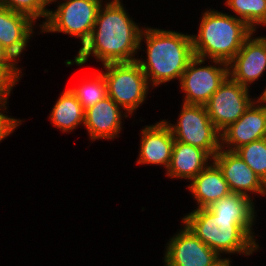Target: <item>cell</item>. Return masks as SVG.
<instances>
[{"label": "cell", "instance_id": "obj_1", "mask_svg": "<svg viewBox=\"0 0 266 266\" xmlns=\"http://www.w3.org/2000/svg\"><path fill=\"white\" fill-rule=\"evenodd\" d=\"M105 6V7H104ZM100 6L95 26L89 39L79 49L74 61L66 60L67 66L83 65L90 55L102 64L133 62L143 28H139L123 7L122 3H106Z\"/></svg>", "mask_w": 266, "mask_h": 266}, {"label": "cell", "instance_id": "obj_2", "mask_svg": "<svg viewBox=\"0 0 266 266\" xmlns=\"http://www.w3.org/2000/svg\"><path fill=\"white\" fill-rule=\"evenodd\" d=\"M146 41L147 59H138L149 85L181 79L189 62L195 57L191 35L155 28L142 29L139 44Z\"/></svg>", "mask_w": 266, "mask_h": 266}, {"label": "cell", "instance_id": "obj_3", "mask_svg": "<svg viewBox=\"0 0 266 266\" xmlns=\"http://www.w3.org/2000/svg\"><path fill=\"white\" fill-rule=\"evenodd\" d=\"M255 220L219 217L208 207L196 208L182 218L192 233L220 256L223 253L249 256L260 248L252 230Z\"/></svg>", "mask_w": 266, "mask_h": 266}, {"label": "cell", "instance_id": "obj_4", "mask_svg": "<svg viewBox=\"0 0 266 266\" xmlns=\"http://www.w3.org/2000/svg\"><path fill=\"white\" fill-rule=\"evenodd\" d=\"M254 31L235 15L205 11L198 35H191L195 57L229 63Z\"/></svg>", "mask_w": 266, "mask_h": 266}, {"label": "cell", "instance_id": "obj_5", "mask_svg": "<svg viewBox=\"0 0 266 266\" xmlns=\"http://www.w3.org/2000/svg\"><path fill=\"white\" fill-rule=\"evenodd\" d=\"M108 96L131 115L145 101L149 83L137 61L104 64Z\"/></svg>", "mask_w": 266, "mask_h": 266}, {"label": "cell", "instance_id": "obj_6", "mask_svg": "<svg viewBox=\"0 0 266 266\" xmlns=\"http://www.w3.org/2000/svg\"><path fill=\"white\" fill-rule=\"evenodd\" d=\"M174 139L205 150L211 158L221 148V132L212 123L205 105H182L175 125L164 120Z\"/></svg>", "mask_w": 266, "mask_h": 266}, {"label": "cell", "instance_id": "obj_7", "mask_svg": "<svg viewBox=\"0 0 266 266\" xmlns=\"http://www.w3.org/2000/svg\"><path fill=\"white\" fill-rule=\"evenodd\" d=\"M58 2L51 0L52 2ZM57 9L49 10L46 22L39 25L41 32H62L81 39V45L89 39L95 26L100 6L98 0H65Z\"/></svg>", "mask_w": 266, "mask_h": 266}, {"label": "cell", "instance_id": "obj_8", "mask_svg": "<svg viewBox=\"0 0 266 266\" xmlns=\"http://www.w3.org/2000/svg\"><path fill=\"white\" fill-rule=\"evenodd\" d=\"M205 61L194 57L181 76L179 82L181 90L185 93L184 104L205 105L229 76L227 63L212 60L216 66L201 67Z\"/></svg>", "mask_w": 266, "mask_h": 266}, {"label": "cell", "instance_id": "obj_9", "mask_svg": "<svg viewBox=\"0 0 266 266\" xmlns=\"http://www.w3.org/2000/svg\"><path fill=\"white\" fill-rule=\"evenodd\" d=\"M249 89L229 76L205 104L210 120L222 132L236 122L254 102Z\"/></svg>", "mask_w": 266, "mask_h": 266}, {"label": "cell", "instance_id": "obj_10", "mask_svg": "<svg viewBox=\"0 0 266 266\" xmlns=\"http://www.w3.org/2000/svg\"><path fill=\"white\" fill-rule=\"evenodd\" d=\"M165 266H210L221 256L184 225L167 243Z\"/></svg>", "mask_w": 266, "mask_h": 266}, {"label": "cell", "instance_id": "obj_11", "mask_svg": "<svg viewBox=\"0 0 266 266\" xmlns=\"http://www.w3.org/2000/svg\"><path fill=\"white\" fill-rule=\"evenodd\" d=\"M254 33L228 63L229 77L248 89L266 70V36L253 38Z\"/></svg>", "mask_w": 266, "mask_h": 266}, {"label": "cell", "instance_id": "obj_12", "mask_svg": "<svg viewBox=\"0 0 266 266\" xmlns=\"http://www.w3.org/2000/svg\"><path fill=\"white\" fill-rule=\"evenodd\" d=\"M231 192L251 198L247 192L266 195V184L235 152L220 148L213 157Z\"/></svg>", "mask_w": 266, "mask_h": 266}, {"label": "cell", "instance_id": "obj_13", "mask_svg": "<svg viewBox=\"0 0 266 266\" xmlns=\"http://www.w3.org/2000/svg\"><path fill=\"white\" fill-rule=\"evenodd\" d=\"M263 138H266V109L255 100L236 122L221 132V148L235 151Z\"/></svg>", "mask_w": 266, "mask_h": 266}, {"label": "cell", "instance_id": "obj_14", "mask_svg": "<svg viewBox=\"0 0 266 266\" xmlns=\"http://www.w3.org/2000/svg\"><path fill=\"white\" fill-rule=\"evenodd\" d=\"M121 109L107 96L85 110L84 126L92 142L101 138L106 140L117 138L120 130H122V118L129 116L126 112L123 113Z\"/></svg>", "mask_w": 266, "mask_h": 266}, {"label": "cell", "instance_id": "obj_15", "mask_svg": "<svg viewBox=\"0 0 266 266\" xmlns=\"http://www.w3.org/2000/svg\"><path fill=\"white\" fill-rule=\"evenodd\" d=\"M141 134L137 164L164 165L167 170L175 141L167 123L163 119L155 125H147Z\"/></svg>", "mask_w": 266, "mask_h": 266}, {"label": "cell", "instance_id": "obj_16", "mask_svg": "<svg viewBox=\"0 0 266 266\" xmlns=\"http://www.w3.org/2000/svg\"><path fill=\"white\" fill-rule=\"evenodd\" d=\"M34 24L27 15L0 6V45L17 62L34 33Z\"/></svg>", "mask_w": 266, "mask_h": 266}, {"label": "cell", "instance_id": "obj_17", "mask_svg": "<svg viewBox=\"0 0 266 266\" xmlns=\"http://www.w3.org/2000/svg\"><path fill=\"white\" fill-rule=\"evenodd\" d=\"M209 163L210 165L194 177L187 186L197 201L198 209L209 207L213 202L231 193L221 169L214 161Z\"/></svg>", "mask_w": 266, "mask_h": 266}, {"label": "cell", "instance_id": "obj_18", "mask_svg": "<svg viewBox=\"0 0 266 266\" xmlns=\"http://www.w3.org/2000/svg\"><path fill=\"white\" fill-rule=\"evenodd\" d=\"M210 157L201 148L175 140L166 175L170 178H184L191 181L208 166V161L213 159Z\"/></svg>", "mask_w": 266, "mask_h": 266}, {"label": "cell", "instance_id": "obj_19", "mask_svg": "<svg viewBox=\"0 0 266 266\" xmlns=\"http://www.w3.org/2000/svg\"><path fill=\"white\" fill-rule=\"evenodd\" d=\"M49 117L55 127L62 132H70L80 124L84 126L85 110L71 90L66 89L56 101Z\"/></svg>", "mask_w": 266, "mask_h": 266}, {"label": "cell", "instance_id": "obj_20", "mask_svg": "<svg viewBox=\"0 0 266 266\" xmlns=\"http://www.w3.org/2000/svg\"><path fill=\"white\" fill-rule=\"evenodd\" d=\"M215 215L225 218H255L254 202L242 194L231 192L208 207Z\"/></svg>", "mask_w": 266, "mask_h": 266}, {"label": "cell", "instance_id": "obj_21", "mask_svg": "<svg viewBox=\"0 0 266 266\" xmlns=\"http://www.w3.org/2000/svg\"><path fill=\"white\" fill-rule=\"evenodd\" d=\"M225 4L253 31L256 25H266V0H226Z\"/></svg>", "mask_w": 266, "mask_h": 266}, {"label": "cell", "instance_id": "obj_22", "mask_svg": "<svg viewBox=\"0 0 266 266\" xmlns=\"http://www.w3.org/2000/svg\"><path fill=\"white\" fill-rule=\"evenodd\" d=\"M84 110L94 106L108 96L107 84L103 73L99 70L94 77L84 81L78 87L69 88Z\"/></svg>", "mask_w": 266, "mask_h": 266}, {"label": "cell", "instance_id": "obj_23", "mask_svg": "<svg viewBox=\"0 0 266 266\" xmlns=\"http://www.w3.org/2000/svg\"><path fill=\"white\" fill-rule=\"evenodd\" d=\"M235 152L266 184V138L242 145Z\"/></svg>", "mask_w": 266, "mask_h": 266}, {"label": "cell", "instance_id": "obj_24", "mask_svg": "<svg viewBox=\"0 0 266 266\" xmlns=\"http://www.w3.org/2000/svg\"><path fill=\"white\" fill-rule=\"evenodd\" d=\"M50 5L48 0H0V6L30 17L34 22L40 17L47 20Z\"/></svg>", "mask_w": 266, "mask_h": 266}, {"label": "cell", "instance_id": "obj_25", "mask_svg": "<svg viewBox=\"0 0 266 266\" xmlns=\"http://www.w3.org/2000/svg\"><path fill=\"white\" fill-rule=\"evenodd\" d=\"M21 73L18 67H0V104L7 103L13 87L22 77Z\"/></svg>", "mask_w": 266, "mask_h": 266}, {"label": "cell", "instance_id": "obj_26", "mask_svg": "<svg viewBox=\"0 0 266 266\" xmlns=\"http://www.w3.org/2000/svg\"><path fill=\"white\" fill-rule=\"evenodd\" d=\"M7 103L0 104V142L7 138L21 124L22 120L5 115ZM3 110L4 113L1 111Z\"/></svg>", "mask_w": 266, "mask_h": 266}, {"label": "cell", "instance_id": "obj_27", "mask_svg": "<svg viewBox=\"0 0 266 266\" xmlns=\"http://www.w3.org/2000/svg\"><path fill=\"white\" fill-rule=\"evenodd\" d=\"M18 62L0 45V67H17Z\"/></svg>", "mask_w": 266, "mask_h": 266}, {"label": "cell", "instance_id": "obj_28", "mask_svg": "<svg viewBox=\"0 0 266 266\" xmlns=\"http://www.w3.org/2000/svg\"><path fill=\"white\" fill-rule=\"evenodd\" d=\"M220 257L218 260H216L213 264L210 266H231V260L227 258Z\"/></svg>", "mask_w": 266, "mask_h": 266}, {"label": "cell", "instance_id": "obj_29", "mask_svg": "<svg viewBox=\"0 0 266 266\" xmlns=\"http://www.w3.org/2000/svg\"><path fill=\"white\" fill-rule=\"evenodd\" d=\"M257 101L266 109V88L263 93L257 98ZM263 103V104H262Z\"/></svg>", "mask_w": 266, "mask_h": 266}, {"label": "cell", "instance_id": "obj_30", "mask_svg": "<svg viewBox=\"0 0 266 266\" xmlns=\"http://www.w3.org/2000/svg\"><path fill=\"white\" fill-rule=\"evenodd\" d=\"M101 4H103L102 3V0H98ZM106 3H121V1L120 0H111L110 2H106Z\"/></svg>", "mask_w": 266, "mask_h": 266}]
</instances>
